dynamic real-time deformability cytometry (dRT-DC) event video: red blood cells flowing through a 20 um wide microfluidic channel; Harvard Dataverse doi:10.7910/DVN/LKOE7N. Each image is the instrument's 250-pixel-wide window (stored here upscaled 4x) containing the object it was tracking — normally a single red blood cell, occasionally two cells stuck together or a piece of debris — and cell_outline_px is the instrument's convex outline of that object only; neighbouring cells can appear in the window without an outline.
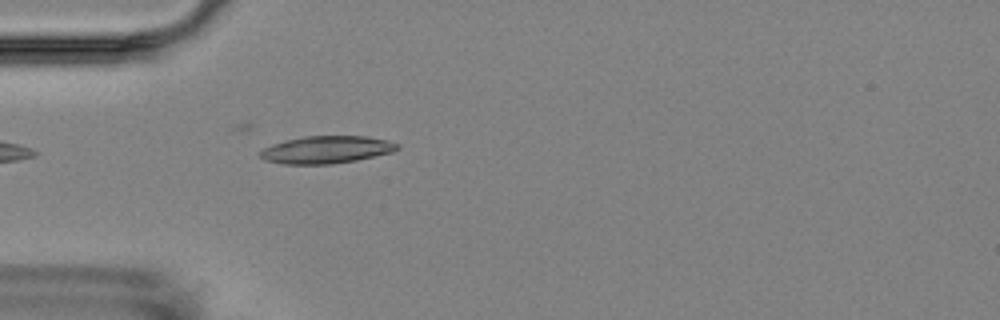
{"species": "Egyptian fruit bat (a non-hibernating species)", "species_latin": "Rousettus aegyptiacus", "temperature_condition": "room temperature", "stored_images_in_passage": 1, "camera_frame_rate_fps": 3000, "um_per_image_px": 0.085, "animal": {"sex": "female"}, "frame": {"image": 1, "passage_image": 1, "time_ms": 0.0, "image_size_px": [1000, 320], "cell_outline_px": [[400, 148], [392, 152], [356, 160], [332, 164], [284, 164], [264, 160], [260, 156], [260, 152], [264, 148], [272, 144], [304, 136], [368, 136], [388, 140], [400, 144]], "centroid_in_image_um": [27.78, 12.72], "position_along_channel_um": 57.2, "area_um2": 21.91}}